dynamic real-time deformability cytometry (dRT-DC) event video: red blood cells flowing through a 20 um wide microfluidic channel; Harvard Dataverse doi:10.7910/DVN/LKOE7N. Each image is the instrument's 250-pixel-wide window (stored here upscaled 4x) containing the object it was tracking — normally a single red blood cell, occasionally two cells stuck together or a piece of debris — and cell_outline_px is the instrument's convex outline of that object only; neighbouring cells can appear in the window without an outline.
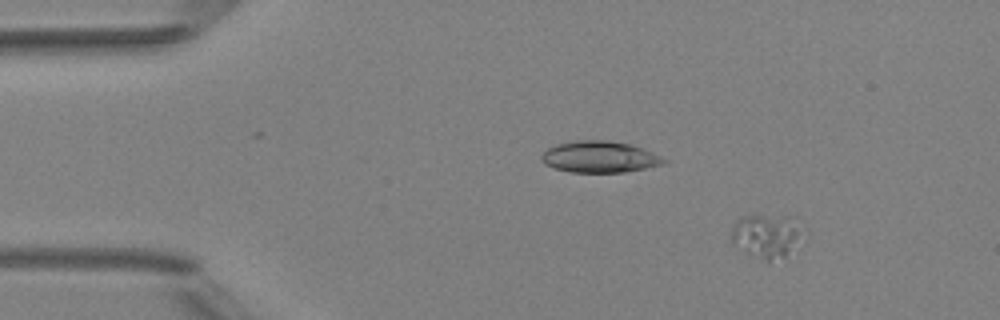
{"species": "Egyptian fruit bat (a non-hibernating species)", "species_latin": "Rousettus aegyptiacus", "temperature_condition": "room temperature", "stored_images_in_passage": 7, "camera_frame_rate_fps": 3000, "um_per_image_px": 0.085, "animal": {"sex": "female"}, "frame": {"image": 1, "passage_image": 1, "time_ms": 0.0, "image_size_px": [1000, 320], "cell_outline_px": [[800, 236], [784, 256], [768, 260], [764, 260], [732, 244], [732, 228], [736, 220], [744, 216], [764, 216], [780, 220], [800, 232]], "centroid_in_image_um": [64.93, 20.11], "position_along_channel_um": 20.1, "area_um2": 15.9}}
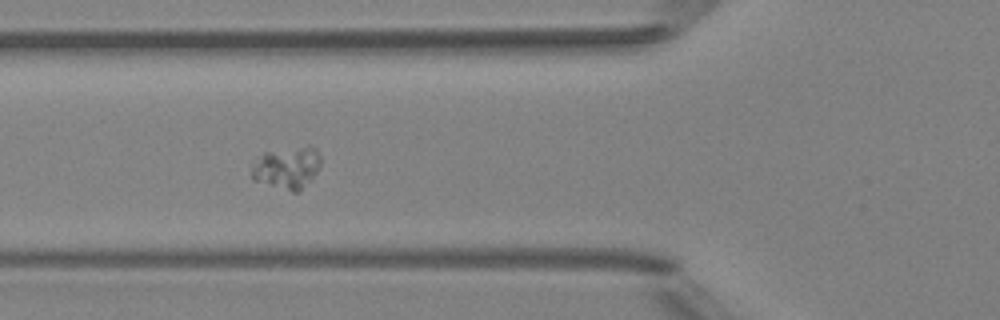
{"frame": {"image": 2, "passage_image": 5, "time_ms": 4.333, "image_size_px": [1000, 320], "cell_outline_px": [[320, 168], [312, 180], [300, 192], [292, 192], [252, 180], [252, 168], [260, 156], [264, 152], [308, 144], [316, 148], [320, 156]], "centroid_in_image_um": [24.46, 14.25], "position_along_channel_um": 101.3, "area_um2": 17.34}}
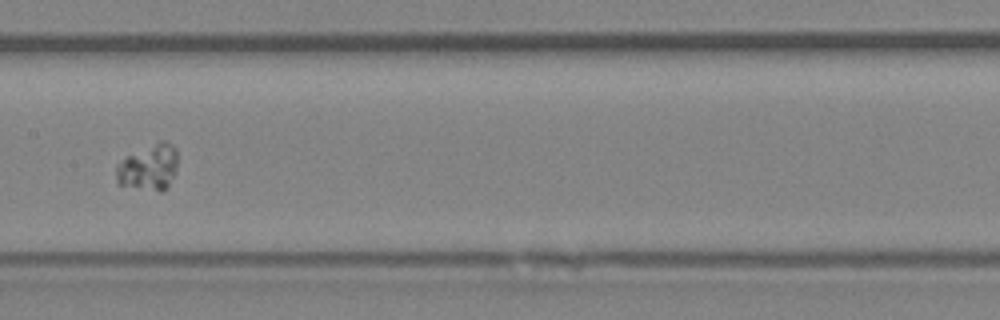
{"frame": {"image": 3, "passage_image": 7, "time_ms": 6.667, "image_size_px": [1000, 320], "cell_outline_px": [[176, 164], [168, 188], [160, 192], [116, 184], [116, 164], [128, 156], [160, 140], [168, 140], [176, 148]], "centroid_in_image_um": [12.63, 14.23], "position_along_channel_um": 194.8, "area_um2": 16.42}}